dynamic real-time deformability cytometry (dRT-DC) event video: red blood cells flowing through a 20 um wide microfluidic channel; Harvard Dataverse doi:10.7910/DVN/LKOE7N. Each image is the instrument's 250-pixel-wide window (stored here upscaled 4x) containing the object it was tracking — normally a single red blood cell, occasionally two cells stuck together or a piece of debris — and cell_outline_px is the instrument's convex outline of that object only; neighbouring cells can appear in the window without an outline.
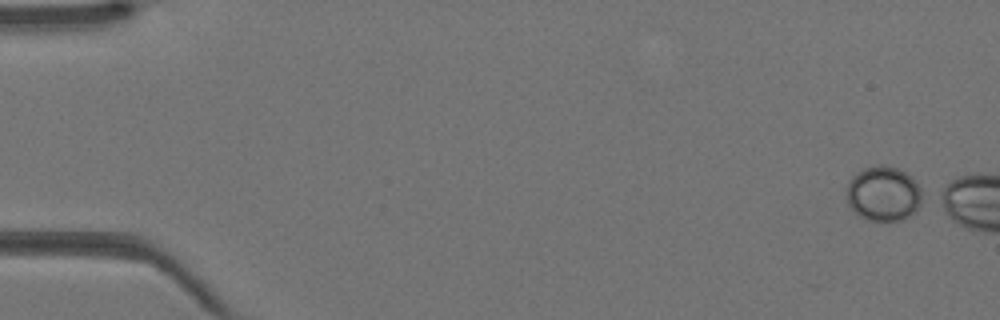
{"species": "Egyptian fruit bat (a non-hibernating species)", "species_latin": "Rousettus aegyptiacus", "temperature_condition": "warm", "stored_images_in_passage": 5, "camera_frame_rate_fps": 3000, "um_per_image_px": 0.085, "animal": {"sex": "female"}, "frame": {"image": 1, "passage_image": 1, "time_ms": 0.0, "image_size_px": [1000, 320], "cell_outline_px": [[928, 196], [920, 208], [912, 216], [900, 220], [872, 220], [860, 216], [848, 204], [848, 180], [856, 172], [864, 168], [880, 164], [884, 164], [896, 168], [904, 172], [916, 180]], "centroid_in_image_um": [75.2, 16.45], "position_along_channel_um": 9.8, "area_um2": 24.74}}